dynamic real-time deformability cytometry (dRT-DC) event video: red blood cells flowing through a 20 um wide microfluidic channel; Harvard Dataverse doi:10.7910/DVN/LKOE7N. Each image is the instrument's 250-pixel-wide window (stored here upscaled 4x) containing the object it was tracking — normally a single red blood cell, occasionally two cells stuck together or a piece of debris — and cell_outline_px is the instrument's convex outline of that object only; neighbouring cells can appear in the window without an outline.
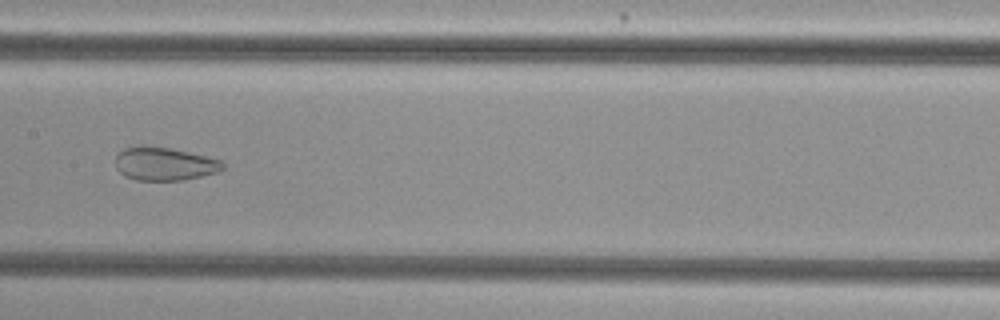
{"species": "common noctule bat (a hibernating species)", "species_latin": "Nyctalus noctula", "temperature_condition": "cold", "stored_images_in_passage": 37, "camera_frame_rate_fps": 3000, "um_per_image_px": 0.085, "animal": {"sex": "female", "body_mass_g": 29.2, "forearm_length_mm": 56.3}, "frame": {"image": 1, "passage_image": 11, "time_ms": 3.333, "image_size_px": [1000, 320], "cell_outline_px": [[224, 168], [220, 172], [180, 180], [136, 180], [124, 176], [116, 168], [116, 156], [124, 148], [140, 144], [172, 148], [220, 160], [224, 164]], "centroid_in_image_um": [13.95, 13.91], "position_along_channel_um": 193.5, "area_um2": 20.87}}
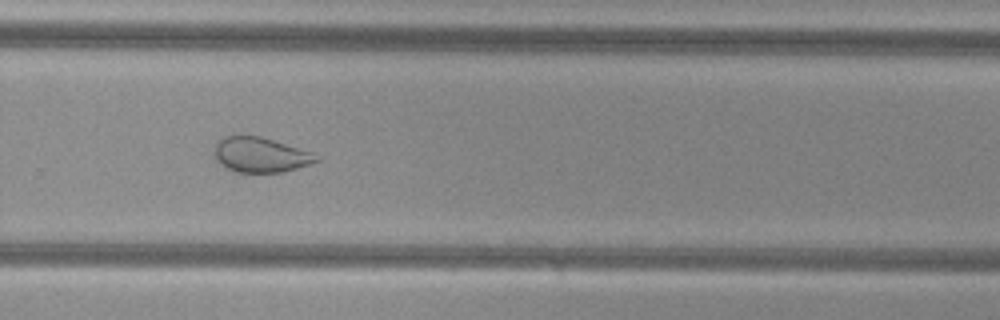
{"frame": {"image": 2, "passage_image": 20, "time_ms": 6.333, "image_size_px": [1000, 320], "cell_outline_px": [[320, 160], [296, 168], [280, 172], [236, 172], [224, 168], [216, 160], [212, 152], [212, 148], [224, 136], [260, 136], [312, 152], [320, 156]], "centroid_in_image_um": [22.09, 13.16], "position_along_channel_um": 307.7, "area_um2": 20.81}}
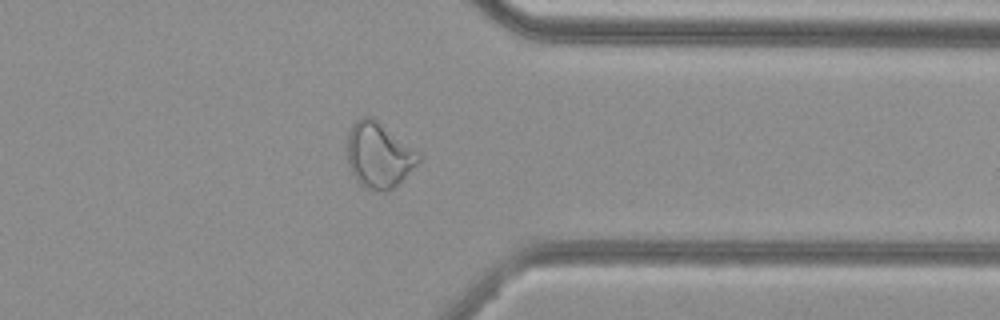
{"frame": {"image": 3, "passage_image": 26, "time_ms": 8.333, "image_size_px": [1000, 320], "cell_outline_px": [[420, 160], [396, 188], [388, 192], [384, 192], [364, 188], [356, 180], [348, 164], [348, 132], [352, 124], [360, 116], [372, 116], [420, 156]], "centroid_in_image_um": [32.16, 13.23], "position_along_channel_um": 379.2, "area_um2": 26.88}, "authors_computed_cell_mechanics": {"area_um2": 23.2934, "velocity_mm_per_s": 3.8195, "shape_relaxation_time_tau1_ms": null, "shape_relaxation_time_tau2_ms": 1.4655, "deformation_change_tau1": null, "deformation_change_tau2": 0.0778}}